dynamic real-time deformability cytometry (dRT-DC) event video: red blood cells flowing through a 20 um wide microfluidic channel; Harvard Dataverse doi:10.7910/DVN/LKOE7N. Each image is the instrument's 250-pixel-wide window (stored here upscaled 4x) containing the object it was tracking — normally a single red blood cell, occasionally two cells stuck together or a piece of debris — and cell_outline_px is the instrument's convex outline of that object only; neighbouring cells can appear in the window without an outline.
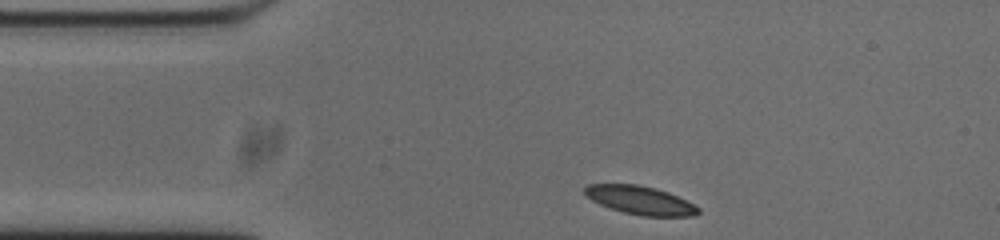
{"species": "common noctule bat (a hibernating species)", "species_latin": "Nyctalus noctula", "temperature_condition": "cold", "stored_images_in_passage": 45, "camera_frame_rate_fps": 3000, "um_per_image_px": 0.085, "animal": {"sex": "male", "body_mass_g": 20.0, "forearm_length_mm": 53.3}, "frame": {"image": 1, "passage_image": 1, "time_ms": 0.0, "image_size_px": [1000, 240], "cell_outline_px": [[700, 212], [696, 216], [644, 216], [624, 212], [600, 204], [584, 196], [584, 188], [588, 184], [636, 184], [656, 188], [668, 192], [700, 208]], "centroid_in_image_um": [54.4, 17.01], "position_along_channel_um": 30.6, "area_um2": 18.67}}
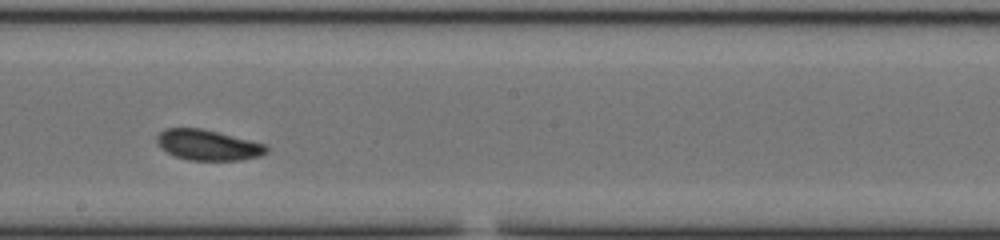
{"frame": {"image": 2, "passage_image": 20, "time_ms": 6.333, "image_size_px": [1000, 240], "cell_outline_px": [[268, 152], [260, 156], [240, 160], [188, 160], [176, 156], [160, 148], [156, 140], [156, 136], [164, 128], [204, 128], [264, 144], [268, 148]], "centroid_in_image_um": [17.65, 12.32], "position_along_channel_um": 230.5, "area_um2": 19.48}}
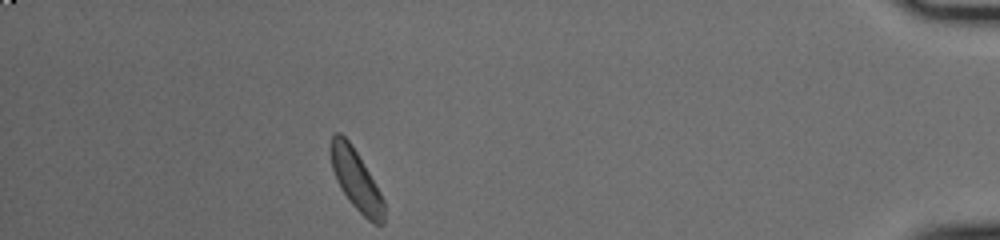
{"frame": {"image": 3, "passage_image": 39, "time_ms": 12.667, "image_size_px": [1000, 240], "cell_outline_px": [[384, 224], [372, 224], [348, 200], [340, 188], [336, 180], [332, 168], [328, 148], [332, 136], [336, 132], [340, 132], [348, 140], [356, 152], [380, 192], [384, 200]], "centroid_in_image_um": [30.23, 15.28], "position_along_channel_um": 405.0, "area_um2": 18.73}, "authors_computed_cell_mechanics": {"area_um2": 19.2474, "velocity_mm_per_s": 3.7203, "shape_relaxation_time_tau1_ms": 4.735, "shape_relaxation_time_tau2_ms": 8.3727, "deformation_change_tau1": 0.1282, "deformation_change_tau2": 0.1472}}